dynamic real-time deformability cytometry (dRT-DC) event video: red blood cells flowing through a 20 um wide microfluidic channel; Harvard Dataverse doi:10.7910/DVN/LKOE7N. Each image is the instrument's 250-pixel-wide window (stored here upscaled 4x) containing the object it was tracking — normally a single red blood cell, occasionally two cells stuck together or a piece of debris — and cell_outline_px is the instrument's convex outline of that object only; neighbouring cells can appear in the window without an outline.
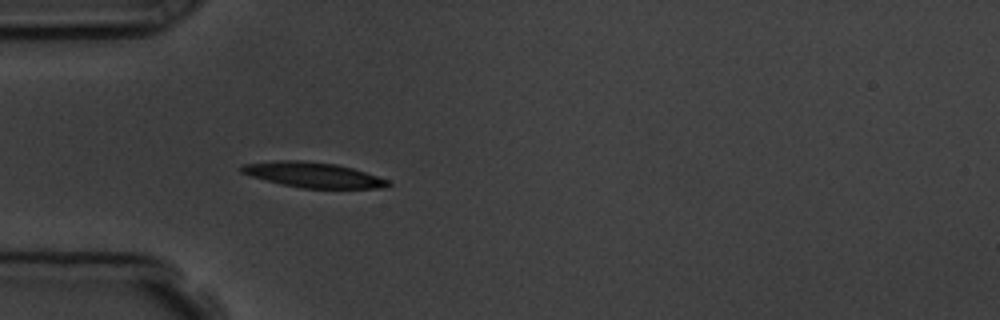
{"species": "common noctule bat (a hibernating species)", "species_latin": "Nyctalus noctula", "temperature_condition": "room temperature", "stored_images_in_passage": 5, "camera_frame_rate_fps": 3000, "um_per_image_px": 0.085, "animal": {"sex": "male", "body_mass_g": 19.5, "forearm_length_mm": 54.6}, "frame": {"image": 1, "passage_image": 5, "time_ms": 5.333, "image_size_px": [1000, 320], "cell_outline_px": [[392, 184], [384, 188], [300, 188], [280, 184], [252, 176], [240, 172], [240, 168], [244, 164], [280, 160], [304, 160], [336, 164], [352, 168], [388, 180]], "centroid_in_image_um": [26.61, 14.86], "position_along_channel_um": 58.4, "area_um2": 21.39}}